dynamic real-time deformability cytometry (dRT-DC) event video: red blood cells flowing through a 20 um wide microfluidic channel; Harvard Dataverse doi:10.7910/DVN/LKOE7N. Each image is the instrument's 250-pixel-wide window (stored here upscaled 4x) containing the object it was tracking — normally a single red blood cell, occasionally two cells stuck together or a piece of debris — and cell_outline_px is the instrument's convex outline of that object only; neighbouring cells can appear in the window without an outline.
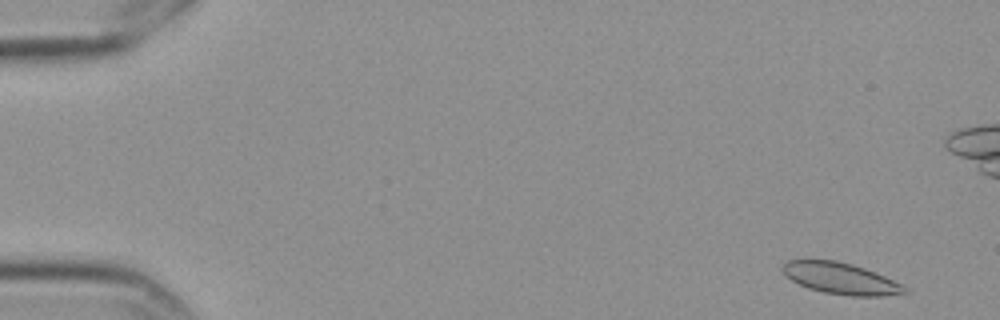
{"species": "Egyptian fruit bat (a non-hibernating species)", "species_latin": "Rousettus aegyptiacus", "temperature_condition": "cold", "stored_images_in_passage": 11, "camera_frame_rate_fps": 3000, "um_per_image_px": 0.085, "frame": {"image": 1, "passage_image": 1, "time_ms": 0.0, "image_size_px": [1000, 320], "cell_outline_px": [[912, 292], [884, 296], [852, 296], [824, 292], [808, 288], [784, 276], [780, 268], [788, 260], [836, 260], [852, 264], [876, 272], [908, 288]], "centroid_in_image_um": [71.46, 23.67], "position_along_channel_um": 13.5, "area_um2": 22.37}}
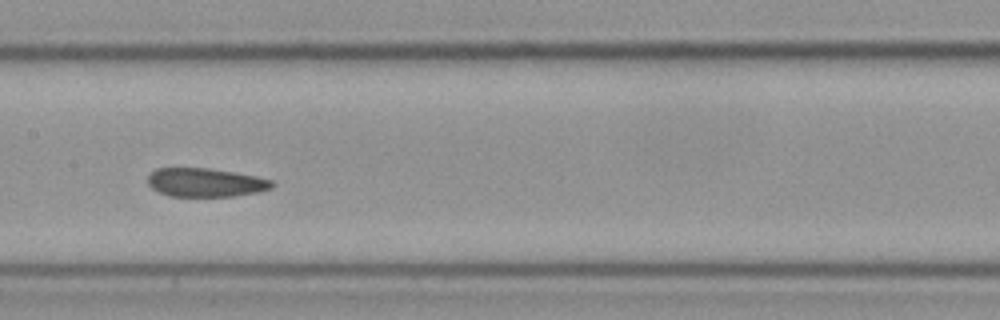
{"frame": {"image": 2, "passage_image": 8, "time_ms": 2.333, "image_size_px": [1000, 320], "cell_outline_px": [[276, 184], [272, 188], [256, 192], [232, 196], [168, 196], [152, 188], [148, 184], [148, 176], [156, 168], [208, 168], [256, 176], [272, 180]], "centroid_in_image_um": [17.47, 15.51], "position_along_channel_um": 189.9, "area_um2": 20.63}}
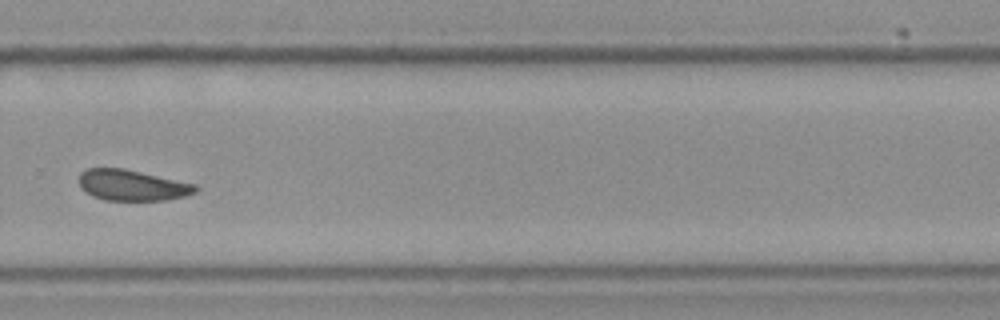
{"frame": {"image": 3, "passage_image": 11, "time_ms": 3.333, "image_size_px": [1000, 320], "cell_outline_px": [[200, 188], [196, 192], [184, 196], [164, 200], [104, 200], [92, 196], [80, 188], [80, 172], [88, 168], [124, 168], [196, 184]], "centroid_in_image_um": [11.23, 15.74], "position_along_channel_um": 318.6, "area_um2": 20.98}}